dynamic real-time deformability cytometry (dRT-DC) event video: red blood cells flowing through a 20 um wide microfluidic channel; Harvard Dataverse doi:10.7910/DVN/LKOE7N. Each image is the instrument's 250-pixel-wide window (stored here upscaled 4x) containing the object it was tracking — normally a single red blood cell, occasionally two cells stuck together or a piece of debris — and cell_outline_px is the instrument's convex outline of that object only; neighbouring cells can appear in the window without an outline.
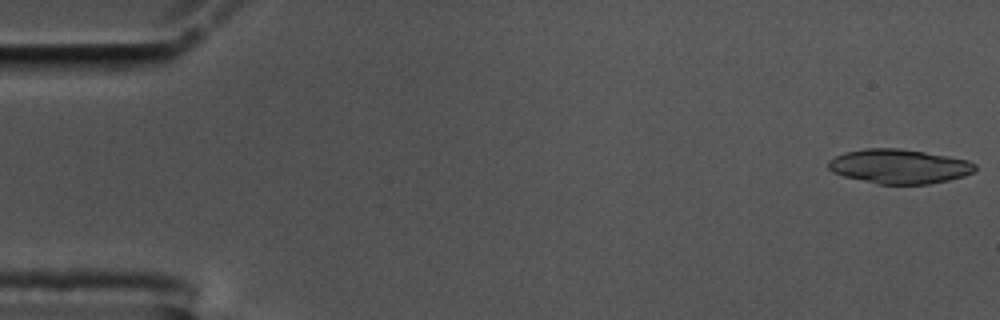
{"species": "common noctule bat (a hibernating species)", "species_latin": "Nyctalus noctula", "temperature_condition": "cold", "stored_images_in_passage": 39, "segment_of_instrument_passage": [1, 2], "camera_frame_rate_fps": 3000, "um_per_image_px": 0.085, "animal": {"sex": "male", "body_mass_g": 17.5, "forearm_length_mm": 52.3}, "frame": {"image": 1, "passage_image": 1, "time_ms": 0.0, "image_size_px": [1000, 320], "cell_outline_px": [[976, 168], [972, 172], [964, 176], [948, 180], [928, 184], [876, 184], [844, 176], [832, 172], [828, 168], [828, 160], [844, 152], [864, 148], [900, 148], [948, 156], [968, 160], [976, 164]], "centroid_in_image_um": [76.41, 14.14], "position_along_channel_um": 8.6, "area_um2": 29.48}}
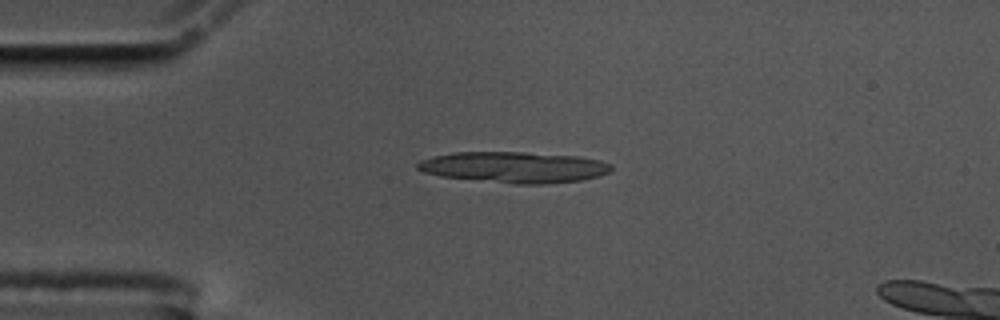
{"frame": {"image": 2, "passage_image": 13, "time_ms": 4.0, "image_size_px": [1000, 320], "cell_outline_px": [[612, 168], [608, 172], [600, 176], [584, 180], [544, 184], [512, 184], [440, 176], [424, 172], [416, 168], [416, 164], [420, 160], [432, 156], [456, 152], [524, 152], [576, 156], [600, 160], [612, 164]], "centroid_in_image_um": [43.7, 14.22], "position_along_channel_um": 41.3, "area_um2": 35.2}}